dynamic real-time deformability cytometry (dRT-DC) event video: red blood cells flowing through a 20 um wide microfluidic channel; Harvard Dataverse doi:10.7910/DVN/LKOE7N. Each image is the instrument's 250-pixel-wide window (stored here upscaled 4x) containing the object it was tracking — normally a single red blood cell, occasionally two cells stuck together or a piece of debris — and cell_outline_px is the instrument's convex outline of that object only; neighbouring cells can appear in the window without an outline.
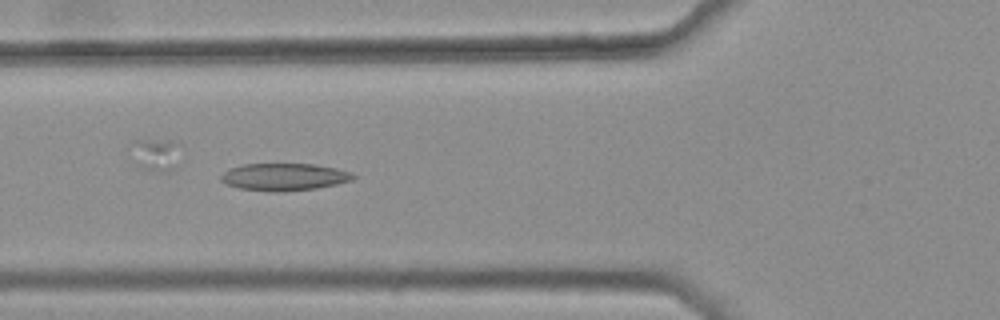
{"species": "common noctule bat (a hibernating species)", "species_latin": "Nyctalus noctula", "temperature_condition": "warm", "stored_images_in_passage": 33, "camera_frame_rate_fps": 3000, "um_per_image_px": 0.085, "animal": {"sex": "female", "body_mass_g": 25.1}, "frame": {"image": 1, "passage_image": 5, "time_ms": 1.333, "image_size_px": [1000, 320], "cell_outline_px": [[356, 176], [352, 180], [336, 184], [316, 188], [280, 192], [272, 192], [240, 188], [228, 184], [220, 180], [220, 176], [228, 168], [244, 164], [316, 164], [336, 168], [352, 172]], "centroid_in_image_um": [24.16, 15.03], "position_along_channel_um": 101.6, "area_um2": 21.04}}
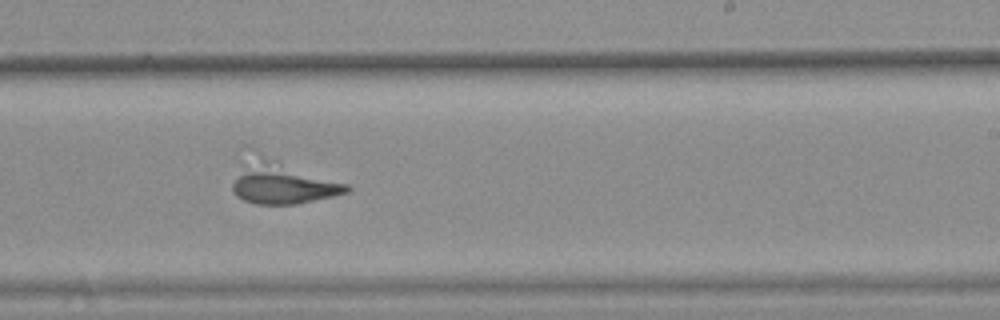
{"frame": {"image": 2, "passage_image": 18, "time_ms": 5.667, "image_size_px": [1000, 320], "cell_outline_px": [[352, 188], [348, 192], [332, 196], [296, 204], [256, 204], [244, 200], [236, 196], [232, 192], [232, 184], [260, 156], [264, 156], [280, 160], [348, 184]], "centroid_in_image_um": [24.15, 15.62], "position_along_channel_um": 264.9, "area_um2": 26.41}}
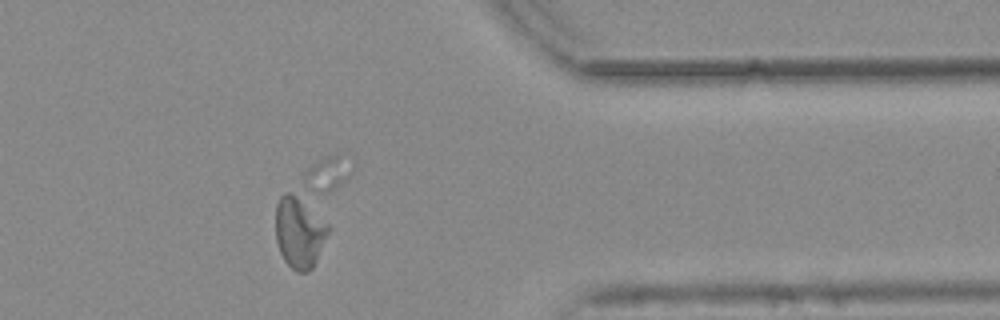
{"frame": {"image": 3, "passage_image": 29, "time_ms": 9.333, "image_size_px": [1000, 320], "cell_outline_px": [[328, 232], [316, 260], [312, 268], [308, 272], [296, 272], [284, 260], [280, 252], [276, 240], [276, 204], [280, 196], [284, 192], [296, 192], [328, 224]], "centroid_in_image_um": [25.41, 19.71], "position_along_channel_um": 386.0, "area_um2": 21.79}}